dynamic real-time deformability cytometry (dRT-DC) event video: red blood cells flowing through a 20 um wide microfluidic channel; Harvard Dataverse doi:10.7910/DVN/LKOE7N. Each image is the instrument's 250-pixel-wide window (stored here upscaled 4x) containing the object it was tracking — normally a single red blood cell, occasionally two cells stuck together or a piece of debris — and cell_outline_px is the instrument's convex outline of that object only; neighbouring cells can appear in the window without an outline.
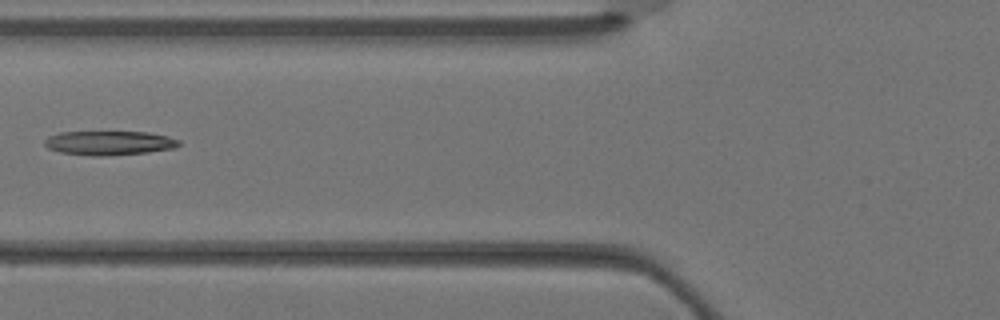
{"species": "Egyptian fruit bat (a non-hibernating species)", "species_latin": "Rousettus aegyptiacus", "temperature_condition": "warm", "stored_images_in_passage": 4, "camera_frame_rate_fps": 3000, "um_per_image_px": 0.085, "animal": {"sex": "female"}, "frame": {"image": 1, "passage_image": 4, "time_ms": 1.0, "image_size_px": [1000, 320], "cell_outline_px": [[180, 144], [176, 148], [148, 152], [104, 156], [92, 156], [60, 152], [48, 148], [44, 144], [44, 140], [48, 136], [60, 132], [148, 132], [168, 136], [180, 140]], "centroid_in_image_um": [9.29, 12.15], "position_along_channel_um": 116.5, "area_um2": 19.02}}